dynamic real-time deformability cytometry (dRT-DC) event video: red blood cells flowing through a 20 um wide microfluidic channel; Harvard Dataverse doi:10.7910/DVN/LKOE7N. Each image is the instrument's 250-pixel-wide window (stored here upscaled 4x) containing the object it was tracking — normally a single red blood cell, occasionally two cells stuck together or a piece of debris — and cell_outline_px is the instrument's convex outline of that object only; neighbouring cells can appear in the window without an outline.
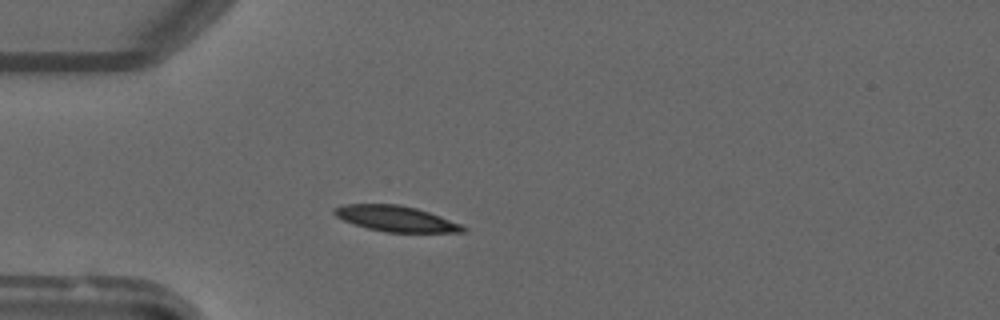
{"species": "common noctule bat (a hibernating species)", "species_latin": "Nyctalus noctula", "temperature_condition": "warm", "stored_images_in_passage": 45, "camera_frame_rate_fps": 3000, "um_per_image_px": 0.085, "animal": {"sex": "male", "forearm_length_mm": 52.5}, "frame": {"image": 1, "passage_image": 10, "time_ms": 3.0, "image_size_px": [1000, 320], "cell_outline_px": [[468, 228], [464, 232], [384, 232], [368, 228], [344, 220], [336, 216], [332, 212], [332, 208], [344, 204], [400, 204], [416, 208], [440, 216], [460, 224]], "centroid_in_image_um": [33.63, 18.58], "position_along_channel_um": 51.4, "area_um2": 19.13}}
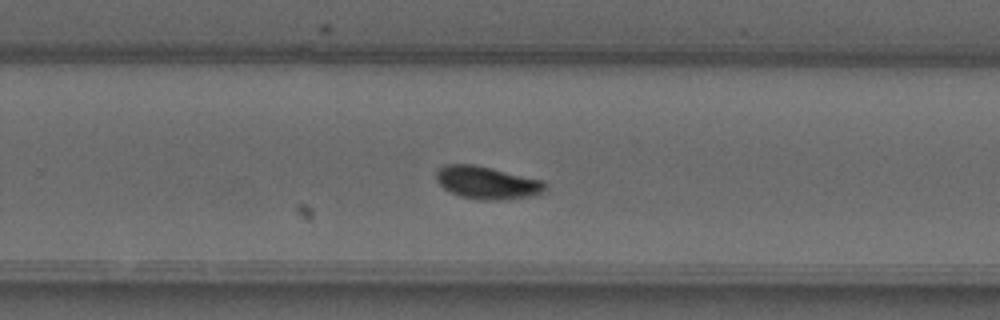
{"frame": {"image": 2, "passage_image": 28, "time_ms": 9.0, "image_size_px": [1000, 320], "cell_outline_px": [[548, 188], [544, 192], [532, 196], [504, 200], [476, 200], [460, 196], [444, 188], [436, 180], [436, 172], [440, 168], [448, 164], [472, 164], [492, 168], [544, 180]], "centroid_in_image_um": [41.45, 15.54], "position_along_channel_um": 288.3, "area_um2": 20.92}}
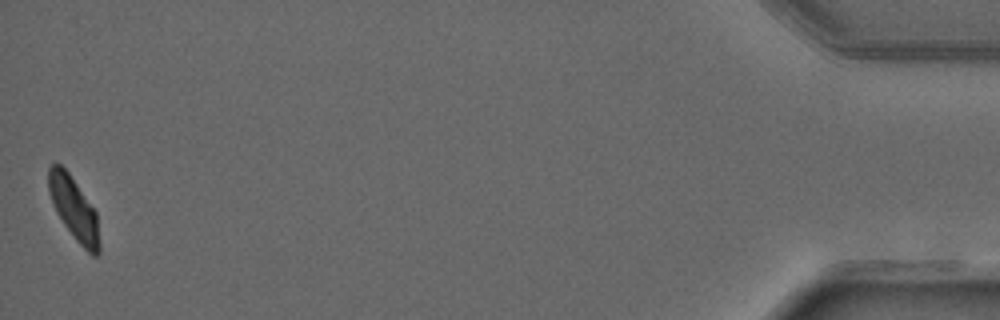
{"frame": {"image": 3, "passage_image": 45, "time_ms": 14.667, "image_size_px": [1000, 320], "cell_outline_px": [[100, 252], [96, 256], [92, 256], [76, 240], [64, 224], [56, 212], [48, 192], [48, 168], [52, 164], [60, 164], [68, 172], [96, 212], [100, 244]], "centroid_in_image_um": [6.27, 17.75], "position_along_channel_um": 428.9, "area_um2": 18.38}}